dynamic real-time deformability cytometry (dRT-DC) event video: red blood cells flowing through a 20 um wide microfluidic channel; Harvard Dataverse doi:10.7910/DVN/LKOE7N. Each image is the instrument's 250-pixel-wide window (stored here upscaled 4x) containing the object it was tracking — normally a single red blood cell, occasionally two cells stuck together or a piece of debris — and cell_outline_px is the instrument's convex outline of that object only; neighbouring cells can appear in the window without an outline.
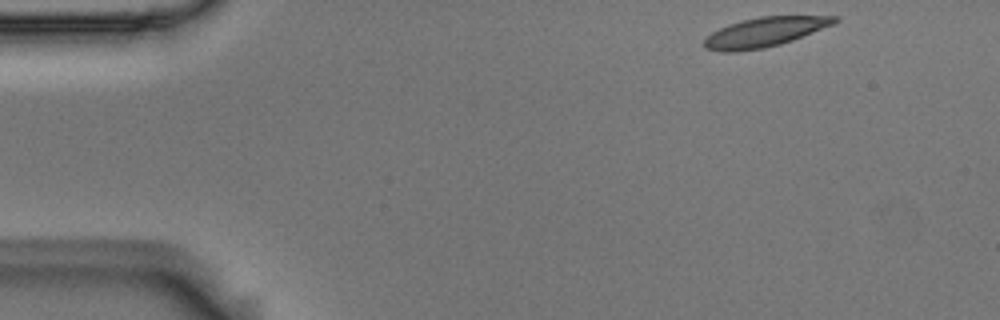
{"species": "Egyptian fruit bat (a non-hibernating species)", "species_latin": "Rousettus aegyptiacus", "temperature_condition": "room temperature", "stored_images_in_passage": 50, "camera_frame_rate_fps": 3000, "um_per_image_px": 0.085, "animal": {"sex": "male"}, "frame": {"image": 1, "passage_image": 1, "time_ms": 0.0, "image_size_px": [1000, 320], "cell_outline_px": [[840, 20], [832, 24], [792, 40], [780, 44], [764, 48], [736, 52], [720, 52], [704, 48], [704, 40], [712, 32], [728, 24], [760, 16], [840, 16]], "centroid_in_image_um": [64.97, 2.73], "position_along_channel_um": 20.0, "area_um2": 22.2}}
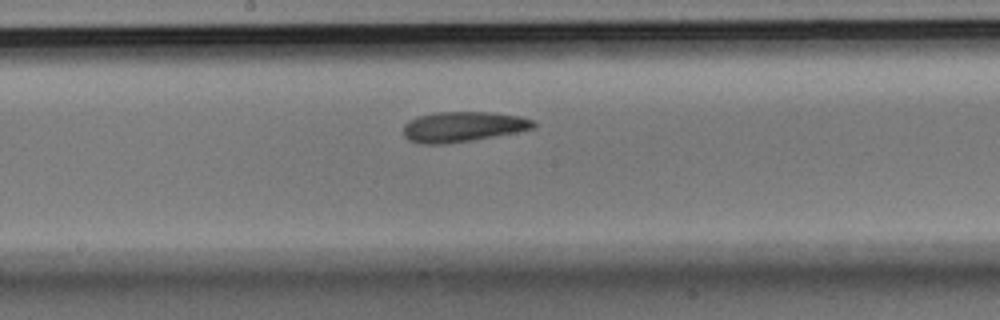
{"frame": {"image": 2, "passage_image": 24, "time_ms": 7.667, "image_size_px": [1000, 320], "cell_outline_px": [[536, 124], [532, 128], [516, 132], [472, 140], [444, 144], [420, 144], [408, 140], [404, 136], [404, 124], [408, 120], [416, 116], [436, 112], [488, 112], [520, 116], [532, 120]], "centroid_in_image_um": [39.28, 10.77], "position_along_channel_um": 208.9, "area_um2": 22.89}}
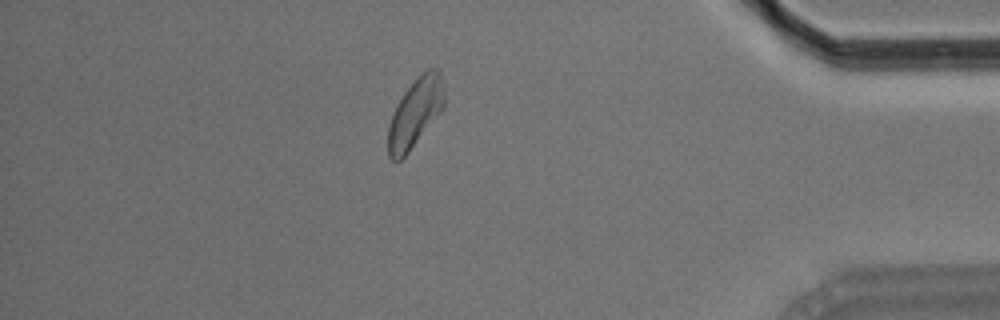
{"frame": {"image": 3, "passage_image": 43, "time_ms": 14.0, "image_size_px": [1000, 320], "cell_outline_px": [[444, 108], [408, 152], [400, 160], [392, 160], [388, 156], [388, 124], [396, 104], [404, 92], [428, 68], [440, 68], [444, 88]], "centroid_in_image_um": [35.3, 9.58], "position_along_channel_um": 399.9, "area_um2": 22.37}, "authors_computed_cell_mechanics": {"area_um2": 22.8021, "velocity_mm_per_s": 3.6096, "shape_relaxation_time_tau1_ms": 10.8913, "shape_relaxation_time_tau2_ms": 5.4092, "deformation_change_tau1": 0.1929, "deformation_change_tau2": 0.1207}}